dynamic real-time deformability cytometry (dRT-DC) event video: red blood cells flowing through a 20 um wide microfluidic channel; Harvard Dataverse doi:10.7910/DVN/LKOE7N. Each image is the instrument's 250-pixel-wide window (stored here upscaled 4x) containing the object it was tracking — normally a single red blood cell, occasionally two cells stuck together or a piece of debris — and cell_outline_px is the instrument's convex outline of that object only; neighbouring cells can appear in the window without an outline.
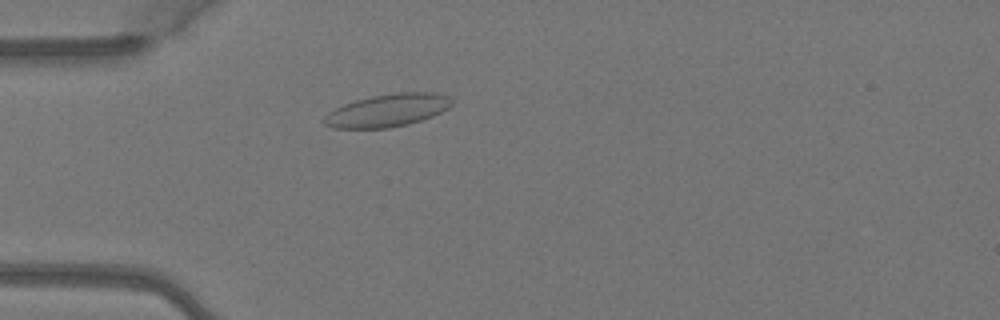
{"species": "Egyptian fruit bat (a non-hibernating species)", "species_latin": "Rousettus aegyptiacus", "temperature_condition": "warm", "stored_images_in_passage": 3, "camera_frame_rate_fps": 3000, "um_per_image_px": 0.085, "animal": {"sex": "female"}, "frame": {"image": 1, "passage_image": 3, "time_ms": 0.667, "image_size_px": [1000, 320], "cell_outline_px": [[452, 104], [448, 108], [432, 116], [408, 124], [388, 128], [336, 128], [324, 124], [320, 120], [328, 112], [344, 104], [356, 100], [372, 96], [396, 92], [436, 92], [448, 96], [452, 100]], "centroid_in_image_um": [32.93, 9.38], "position_along_channel_um": 52.1, "area_um2": 24.33}}